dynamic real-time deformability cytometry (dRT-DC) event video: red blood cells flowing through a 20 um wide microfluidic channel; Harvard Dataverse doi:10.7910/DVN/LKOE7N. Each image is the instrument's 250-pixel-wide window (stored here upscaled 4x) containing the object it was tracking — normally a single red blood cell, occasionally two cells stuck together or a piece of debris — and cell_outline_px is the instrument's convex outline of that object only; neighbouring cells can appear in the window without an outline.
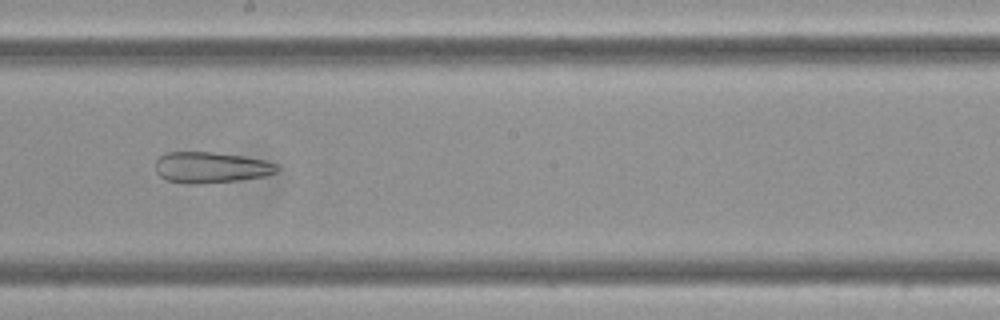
{"species": "Egyptian fruit bat (a non-hibernating species)", "species_latin": "Rousettus aegyptiacus", "temperature_condition": "cold", "stored_images_in_passage": 11, "camera_frame_rate_fps": 3000, "um_per_image_px": 0.085, "frame": {"image": 1, "passage_image": 10, "time_ms": 3.0, "image_size_px": [1000, 320], "cell_outline_px": [[280, 168], [276, 172], [264, 176], [240, 180], [200, 184], [184, 184], [168, 180], [160, 176], [156, 172], [156, 160], [160, 156], [168, 152], [212, 152], [244, 156], [264, 160], [276, 164]], "centroid_in_image_um": [17.92, 14.24], "position_along_channel_um": 230.3, "area_um2": 22.02}}
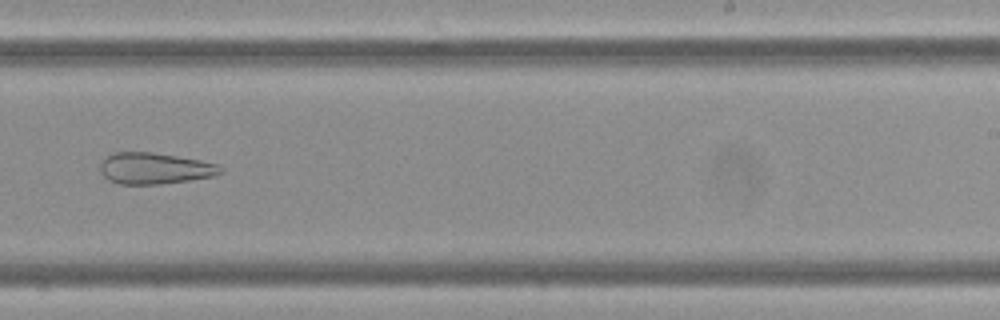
{"frame": {"image": 2, "passage_image": 11, "time_ms": 3.333, "image_size_px": [1000, 320], "cell_outline_px": [[224, 172], [212, 176], [188, 180], [160, 184], [120, 184], [108, 180], [100, 172], [100, 164], [112, 152], [152, 152], [200, 160], [220, 164], [224, 168]], "centroid_in_image_um": [13.17, 14.31], "position_along_channel_um": 275.8, "area_um2": 21.96}}